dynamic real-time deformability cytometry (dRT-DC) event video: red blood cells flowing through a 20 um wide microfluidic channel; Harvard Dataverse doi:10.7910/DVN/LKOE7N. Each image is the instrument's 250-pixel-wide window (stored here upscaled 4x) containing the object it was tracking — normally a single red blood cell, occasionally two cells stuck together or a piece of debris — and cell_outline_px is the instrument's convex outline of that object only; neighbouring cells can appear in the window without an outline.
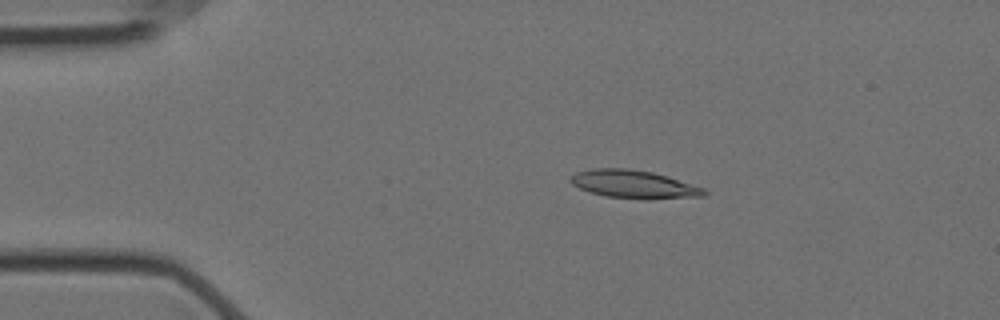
{"species": "Egyptian fruit bat (a non-hibernating species)", "species_latin": "Rousettus aegyptiacus", "temperature_condition": "cold", "stored_images_in_passage": 57, "camera_frame_rate_fps": 3000, "um_per_image_px": 0.085, "animal": {"sex": "female"}, "frame": {"image": 1, "passage_image": 11, "time_ms": 3.333, "image_size_px": [1000, 320], "cell_outline_px": [[708, 192], [704, 196], [648, 200], [604, 196], [588, 192], [572, 184], [568, 180], [576, 172], [592, 168], [628, 168], [652, 172], [668, 176], [704, 188]], "centroid_in_image_um": [53.88, 15.67], "position_along_channel_um": 31.1, "area_um2": 22.14}}
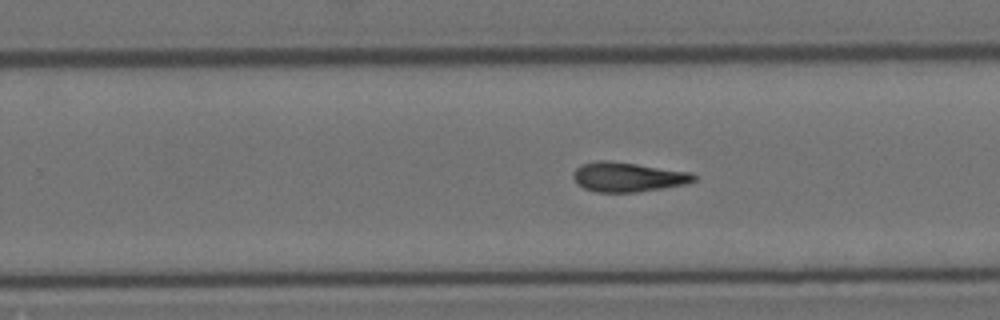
{"frame": {"image": 2, "passage_image": 36, "time_ms": 11.667, "image_size_px": [1000, 320], "cell_outline_px": [[696, 180], [684, 184], [636, 192], [596, 192], [584, 188], [576, 184], [572, 176], [572, 172], [580, 164], [596, 160], [608, 160], [692, 172], [696, 176]], "centroid_in_image_um": [53.3, 15.03], "position_along_channel_um": 276.5, "area_um2": 20.81}}
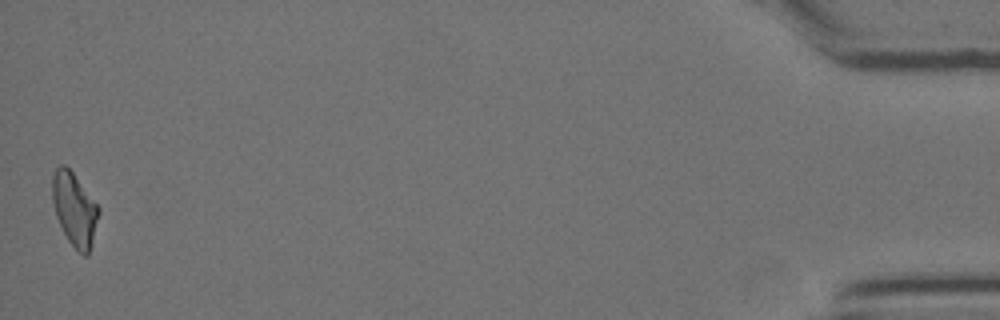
{"frame": {"image": 3, "passage_image": 57, "time_ms": 18.667, "image_size_px": [1000, 320], "cell_outline_px": [[100, 212], [88, 256], [84, 256], [68, 240], [56, 216], [52, 200], [52, 172], [60, 164], [64, 164], [72, 172], [100, 208]], "centroid_in_image_um": [6.32, 17.76], "position_along_channel_um": 428.9, "area_um2": 19.54}}